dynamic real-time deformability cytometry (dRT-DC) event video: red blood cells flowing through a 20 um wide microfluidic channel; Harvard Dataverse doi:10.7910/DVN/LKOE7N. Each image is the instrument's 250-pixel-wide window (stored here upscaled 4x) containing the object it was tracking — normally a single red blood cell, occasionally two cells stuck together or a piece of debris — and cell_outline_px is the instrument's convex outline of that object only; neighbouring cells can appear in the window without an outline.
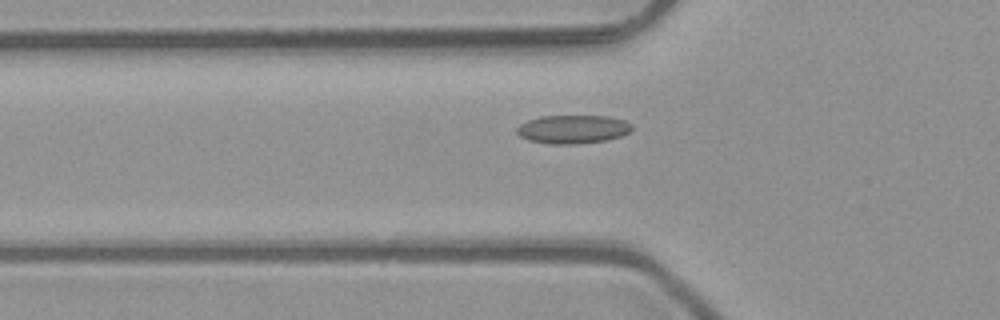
{"species": "common noctule bat (a hibernating species)", "species_latin": "Nyctalus noctula", "temperature_condition": "room temperature", "stored_images_in_passage": 47, "camera_frame_rate_fps": 3000, "um_per_image_px": 0.085, "animal": {"sex": "male", "body_mass_g": 23.1, "forearm_length_mm": 52.7}, "frame": {"image": 1, "passage_image": 14, "time_ms": 4.333, "image_size_px": [1000, 320], "cell_outline_px": [[632, 128], [628, 132], [620, 136], [604, 140], [576, 144], [548, 144], [528, 140], [520, 136], [516, 132], [516, 128], [520, 124], [528, 120], [540, 116], [608, 116], [624, 120], [632, 124]], "centroid_in_image_um": [48.66, 10.98], "position_along_channel_um": 77.1, "area_um2": 19.07}}
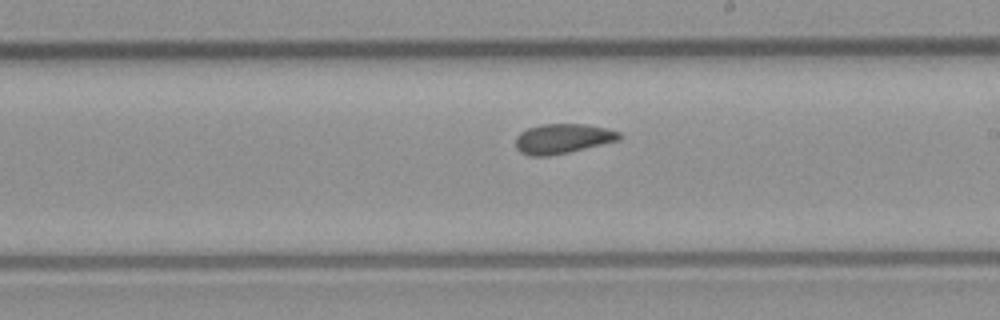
{"frame": {"image": 2, "passage_image": 26, "time_ms": 8.333, "image_size_px": [1000, 320], "cell_outline_px": [[620, 140], [568, 152], [548, 156], [528, 156], [520, 152], [516, 148], [516, 136], [520, 132], [528, 128], [540, 124], [588, 124], [620, 132]], "centroid_in_image_um": [47.79, 11.78], "position_along_channel_um": 241.2, "area_um2": 17.98}}
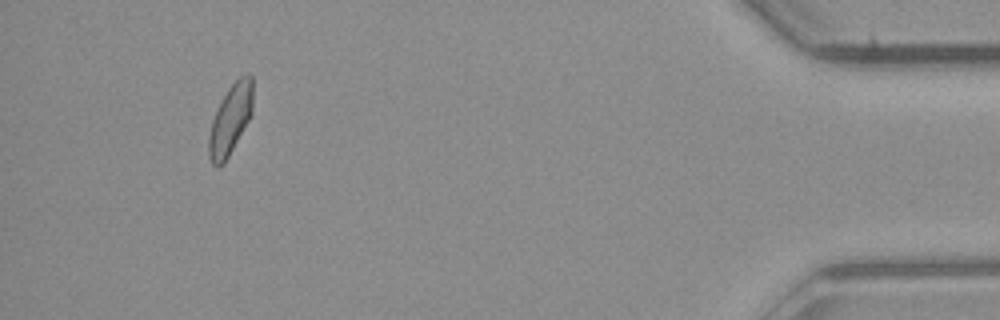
{"frame": {"image": 3, "passage_image": 44, "time_ms": 14.333, "image_size_px": [1000, 320], "cell_outline_px": [[252, 112], [248, 120], [224, 164], [216, 168], [212, 164], [208, 156], [208, 136], [212, 120], [228, 88], [240, 76], [248, 72], [252, 76]], "centroid_in_image_um": [19.57, 10.18], "position_along_channel_um": 415.6, "area_um2": 17.74}, "authors_computed_cell_mechanics": {"area_um2": 18.3226, "velocity_mm_per_s": 4.08, "shape_relaxation_time_tau1_ms": null, "shape_relaxation_time_tau2_ms": 3.8475, "deformation_change_tau1": null, "deformation_change_tau2": 0.0915}}